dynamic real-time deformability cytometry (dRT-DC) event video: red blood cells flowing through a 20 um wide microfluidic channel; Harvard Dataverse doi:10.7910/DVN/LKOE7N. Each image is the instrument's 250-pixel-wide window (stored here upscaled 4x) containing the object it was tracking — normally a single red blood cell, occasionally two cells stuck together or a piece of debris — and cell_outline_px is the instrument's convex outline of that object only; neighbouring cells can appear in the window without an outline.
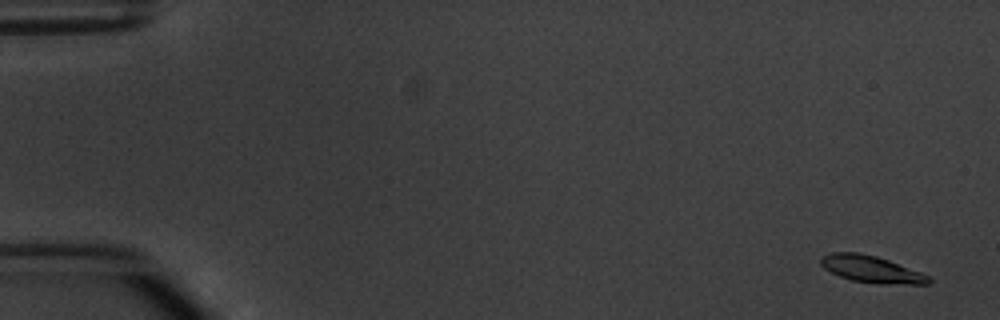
{"species": "common noctule bat (a hibernating species)", "species_latin": "Nyctalus noctula", "temperature_condition": "warm", "stored_images_in_passage": 5, "camera_frame_rate_fps": 3000, "um_per_image_px": 0.085, "animal": {"sex": "male", "body_mass_g": 20.1, "forearm_length_mm": 53.5}, "frame": {"image": 1, "passage_image": 1, "time_ms": 0.0, "image_size_px": [1000, 320], "cell_outline_px": [[932, 280], [928, 284], [880, 284], [852, 280], [840, 276], [824, 268], [820, 264], [820, 256], [832, 252], [860, 252], [876, 256], [888, 260], [920, 272], [928, 276]], "centroid_in_image_um": [74.04, 22.87], "position_along_channel_um": 11.0, "area_um2": 16.82}}
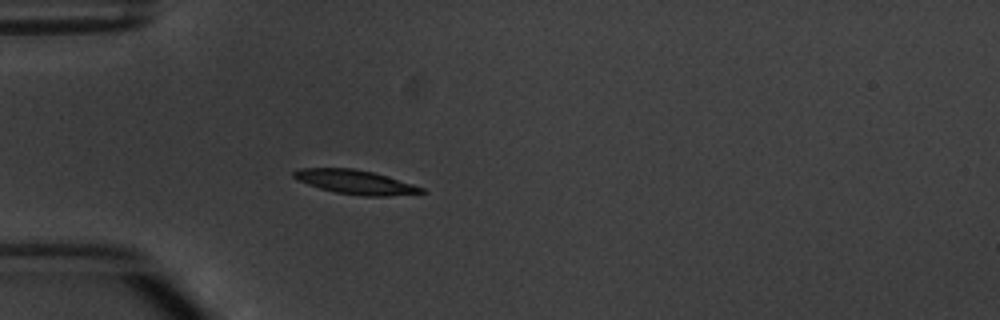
{"frame": {"image": 2, "passage_image": 5, "time_ms": 4.667, "image_size_px": [1000, 320], "cell_outline_px": [[428, 192], [388, 196], [364, 196], [336, 192], [320, 188], [296, 180], [292, 176], [292, 172], [300, 168], [352, 168], [372, 172], [388, 176], [424, 188]], "centroid_in_image_um": [30.2, 15.47], "position_along_channel_um": 54.8, "area_um2": 17.86}}